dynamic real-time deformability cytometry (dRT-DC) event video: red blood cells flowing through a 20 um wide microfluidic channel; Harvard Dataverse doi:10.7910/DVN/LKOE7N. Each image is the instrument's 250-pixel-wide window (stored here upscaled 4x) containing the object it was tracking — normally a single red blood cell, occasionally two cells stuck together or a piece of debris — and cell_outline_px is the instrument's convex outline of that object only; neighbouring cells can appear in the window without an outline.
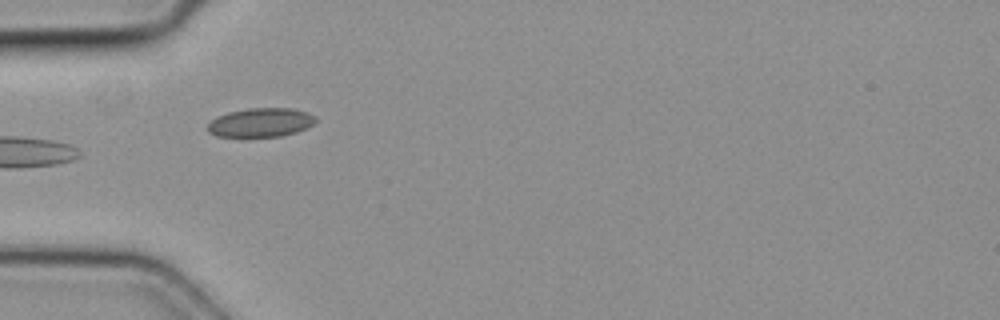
{"species": "common noctule bat (a hibernating species)", "species_latin": "Nyctalus noctula", "temperature_condition": "cold", "stored_images_in_passage": 7, "camera_frame_rate_fps": 3000, "um_per_image_px": 0.085, "animal": {"sex": "female", "body_mass_g": 19.3, "forearm_length_mm": 54.1}, "frame": {"image": 1, "passage_image": 4, "time_ms": 1.0, "image_size_px": [1000, 320], "cell_outline_px": [[316, 120], [308, 128], [296, 132], [280, 136], [216, 136], [208, 132], [208, 124], [216, 116], [228, 112], [248, 108], [292, 108], [308, 112], [316, 116]], "centroid_in_image_um": [22.18, 10.4], "position_along_channel_um": 62.8, "area_um2": 18.21}}
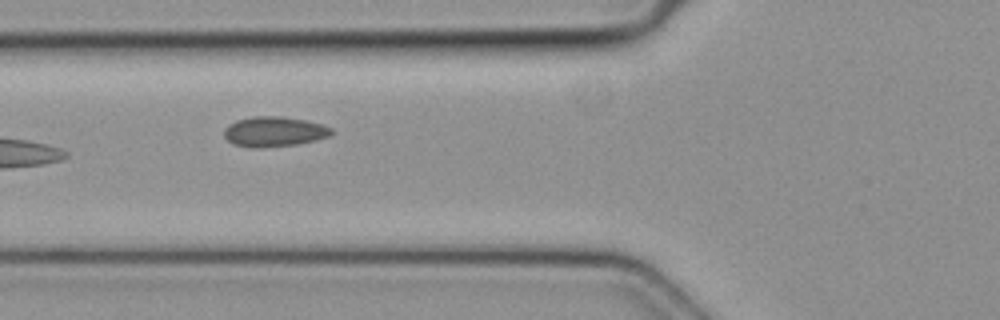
{"frame": {"image": 2, "passage_image": 5, "time_ms": 1.333, "image_size_px": [1000, 320], "cell_outline_px": [[332, 132], [328, 136], [316, 140], [296, 144], [260, 148], [248, 148], [236, 144], [228, 140], [224, 136], [224, 128], [228, 124], [236, 120], [252, 116], [280, 116], [304, 120], [320, 124], [332, 128]], "centroid_in_image_um": [23.25, 11.19], "position_along_channel_um": 102.5, "area_um2": 18.73}}
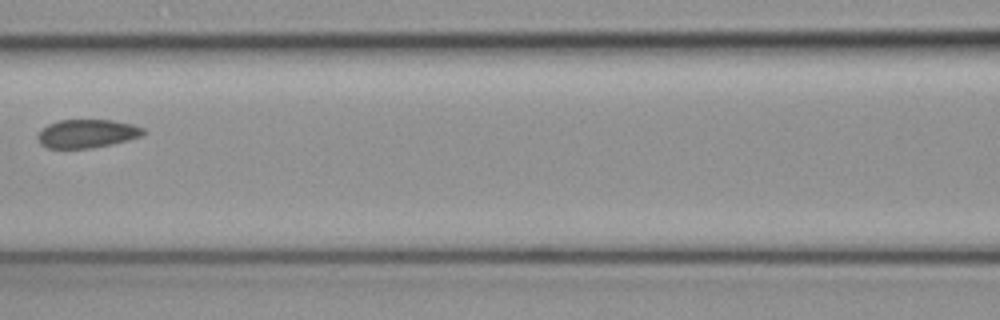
{"frame": {"image": 3, "passage_image": 6, "time_ms": 1.667, "image_size_px": [1000, 320], "cell_outline_px": [[144, 132], [140, 136], [128, 140], [112, 144], [92, 148], [48, 148], [40, 144], [36, 136], [48, 124], [60, 120], [112, 120], [132, 124], [144, 128]], "centroid_in_image_um": [7.39, 11.36], "position_along_channel_um": 159.2, "area_um2": 17.4}}